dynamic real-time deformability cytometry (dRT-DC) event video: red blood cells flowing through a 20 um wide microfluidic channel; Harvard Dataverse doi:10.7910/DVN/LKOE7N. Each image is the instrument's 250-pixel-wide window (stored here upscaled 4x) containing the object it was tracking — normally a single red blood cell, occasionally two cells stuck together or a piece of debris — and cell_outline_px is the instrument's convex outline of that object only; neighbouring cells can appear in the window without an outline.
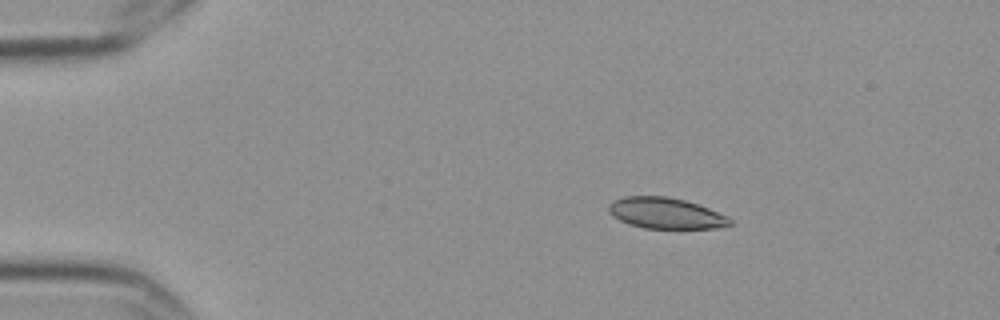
{"species": "Egyptian fruit bat (a non-hibernating species)", "species_latin": "Rousettus aegyptiacus", "temperature_condition": "cold", "stored_images_in_passage": 5, "camera_frame_rate_fps": 3000, "um_per_image_px": 0.085, "frame": {"image": 1, "passage_image": 2, "time_ms": 0.333, "image_size_px": [1000, 320], "cell_outline_px": [[732, 224], [716, 228], [644, 228], [628, 224], [620, 220], [608, 212], [608, 204], [612, 200], [624, 196], [668, 196], [684, 200], [708, 208], [728, 216], [732, 220]], "centroid_in_image_um": [56.56, 18.11], "position_along_channel_um": 28.4, "area_um2": 21.91}}